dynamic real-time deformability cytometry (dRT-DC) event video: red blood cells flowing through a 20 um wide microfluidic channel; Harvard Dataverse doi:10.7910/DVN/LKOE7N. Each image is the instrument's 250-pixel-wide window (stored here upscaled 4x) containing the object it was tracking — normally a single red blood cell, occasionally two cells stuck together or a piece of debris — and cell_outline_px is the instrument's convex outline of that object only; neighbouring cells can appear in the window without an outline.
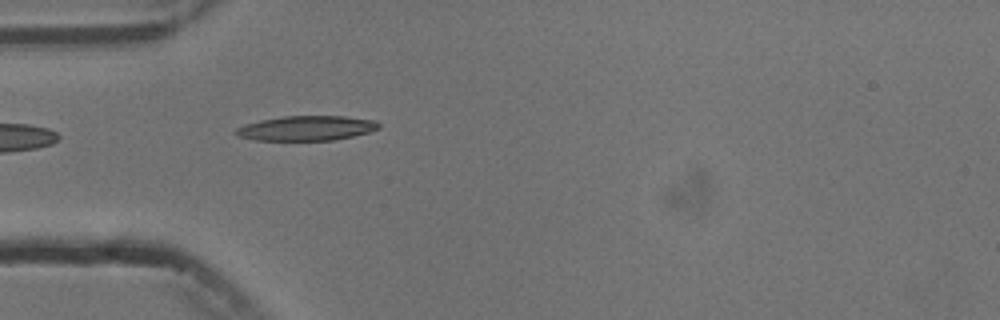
{"species": "common noctule bat (a hibernating species)", "species_latin": "Nyctalus noctula", "temperature_condition": "cold", "stored_images_in_passage": 4, "camera_frame_rate_fps": 3000, "um_per_image_px": 0.085, "animal": {"sex": "male", "body_mass_g": 13.3}, "frame": {"image": 1, "passage_image": 4, "time_ms": 3.333, "image_size_px": [1000, 320], "cell_outline_px": [[380, 128], [368, 132], [352, 136], [332, 140], [256, 140], [236, 136], [232, 132], [236, 128], [244, 124], [260, 120], [284, 116], [344, 116], [376, 120], [380, 124]], "centroid_in_image_um": [26.01, 10.89], "position_along_channel_um": 59.0, "area_um2": 20.69}}